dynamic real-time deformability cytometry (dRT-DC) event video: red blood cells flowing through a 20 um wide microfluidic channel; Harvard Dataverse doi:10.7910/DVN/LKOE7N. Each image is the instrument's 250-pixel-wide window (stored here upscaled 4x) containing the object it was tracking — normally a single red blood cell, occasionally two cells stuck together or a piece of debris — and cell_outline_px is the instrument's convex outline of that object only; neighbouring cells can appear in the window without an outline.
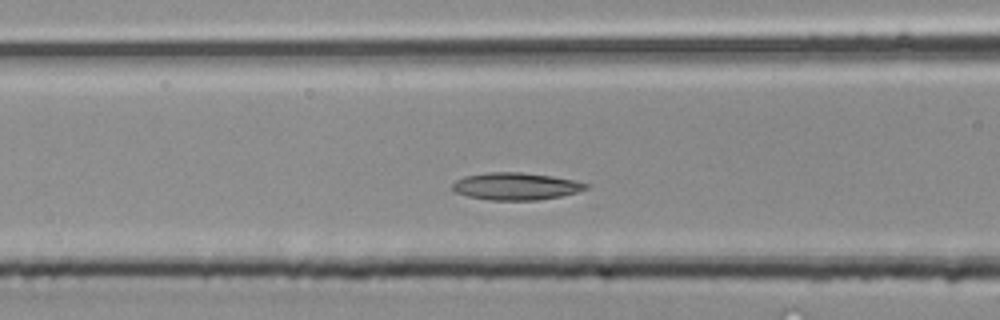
{"species": "common noctule bat (a hibernating species)", "species_latin": "Nyctalus noctula", "temperature_condition": "room temperature", "stored_images_in_passage": 36, "camera_frame_rate_fps": 3000, "um_per_image_px": 0.085, "animal": {"sex": "male", "body_mass_g": 20.4}, "frame": {"image": 1, "passage_image": 10, "time_ms": 3.0, "image_size_px": [1000, 320], "cell_outline_px": [[588, 188], [576, 192], [560, 196], [536, 200], [488, 200], [468, 196], [456, 192], [452, 188], [452, 184], [456, 180], [464, 176], [488, 172], [520, 172], [552, 176], [576, 180], [588, 184]], "centroid_in_image_um": [43.84, 15.83], "position_along_channel_um": 122.8, "area_um2": 21.15}}
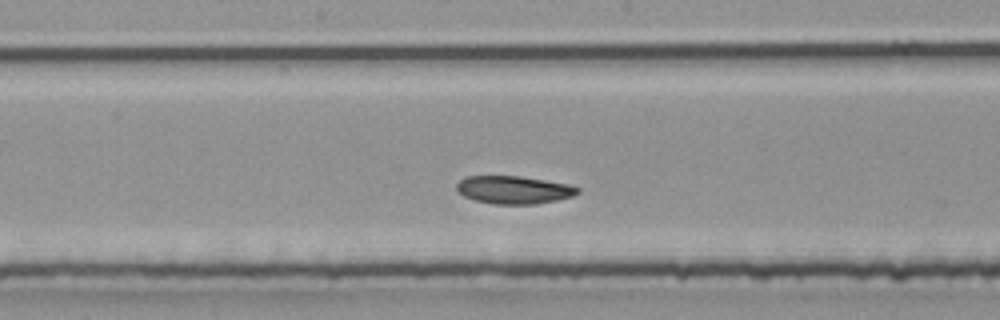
{"frame": {"image": 2, "passage_image": 15, "time_ms": 4.667, "image_size_px": [1000, 320], "cell_outline_px": [[580, 192], [572, 196], [556, 200], [536, 204], [492, 204], [476, 200], [464, 196], [456, 192], [456, 184], [464, 176], [520, 176], [572, 184], [580, 188]], "centroid_in_image_um": [43.68, 16.13], "position_along_channel_um": 204.5, "area_um2": 19.88}}
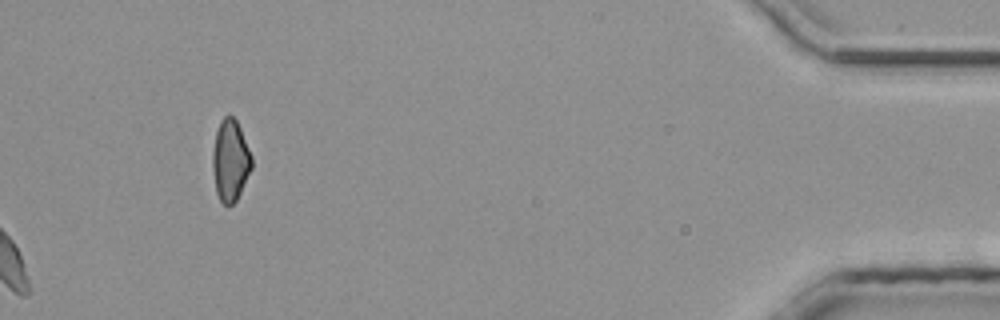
{"frame": {"image": 3, "passage_image": 36, "time_ms": 11.667, "image_size_px": [1000, 320], "cell_outline_px": [[252, 168], [236, 200], [232, 204], [224, 204], [220, 200], [216, 192], [212, 168], [212, 152], [216, 132], [220, 120], [228, 112], [236, 120], [240, 128], [252, 156]], "centroid_in_image_um": [19.57, 13.6], "position_along_channel_um": 415.6, "area_um2": 18.55}}